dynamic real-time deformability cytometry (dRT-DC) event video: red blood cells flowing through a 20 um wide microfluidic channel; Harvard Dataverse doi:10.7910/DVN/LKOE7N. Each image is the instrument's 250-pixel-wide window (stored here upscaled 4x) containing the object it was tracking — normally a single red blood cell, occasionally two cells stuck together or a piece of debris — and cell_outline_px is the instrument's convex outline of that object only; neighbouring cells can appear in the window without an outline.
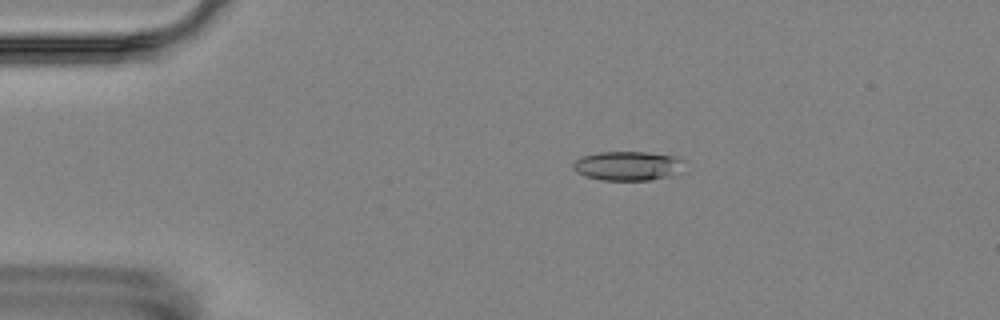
{"species": "Egyptian fruit bat (a non-hibernating species)", "species_latin": "Rousettus aegyptiacus", "temperature_condition": "room temperature", "stored_images_in_passage": 5, "camera_frame_rate_fps": 3000, "um_per_image_px": 0.085, "animal": {"sex": "female"}, "frame": {"image": 1, "passage_image": 2, "time_ms": 1.0, "image_size_px": [1000, 320], "cell_outline_px": [[684, 160], [668, 176], [648, 180], [600, 180], [584, 176], [576, 172], [572, 168], [572, 164], [576, 160], [584, 156], [600, 152], [644, 152], [672, 156]], "centroid_in_image_um": [53.21, 14.1], "position_along_channel_um": 31.8, "area_um2": 18.32}}